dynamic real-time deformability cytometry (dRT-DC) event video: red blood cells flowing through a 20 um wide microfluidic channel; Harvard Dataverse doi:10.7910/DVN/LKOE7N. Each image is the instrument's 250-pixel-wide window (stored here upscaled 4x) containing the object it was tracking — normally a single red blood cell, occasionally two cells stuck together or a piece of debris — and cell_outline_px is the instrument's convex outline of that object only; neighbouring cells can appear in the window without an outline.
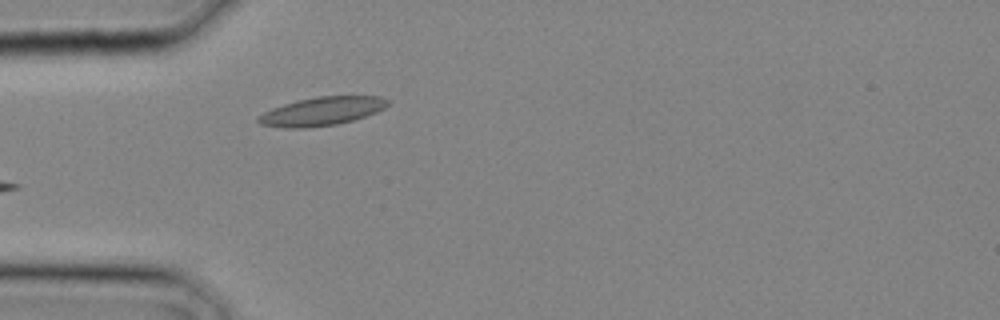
{"species": "common noctule bat (a hibernating species)", "species_latin": "Nyctalus noctula", "temperature_condition": "cold", "stored_images_in_passage": 2, "camera_frame_rate_fps": 3000, "um_per_image_px": 0.085, "animal": {"sex": "male", "body_mass_g": 20.4}, "frame": {"image": 1, "passage_image": 2, "time_ms": 0.333, "image_size_px": [1000, 320], "cell_outline_px": [[388, 104], [384, 108], [376, 112], [352, 120], [336, 124], [304, 128], [284, 128], [260, 124], [256, 120], [264, 112], [272, 108], [296, 100], [316, 96], [380, 96], [388, 100]], "centroid_in_image_um": [27.33, 9.45], "position_along_channel_um": 57.7, "area_um2": 21.33}}